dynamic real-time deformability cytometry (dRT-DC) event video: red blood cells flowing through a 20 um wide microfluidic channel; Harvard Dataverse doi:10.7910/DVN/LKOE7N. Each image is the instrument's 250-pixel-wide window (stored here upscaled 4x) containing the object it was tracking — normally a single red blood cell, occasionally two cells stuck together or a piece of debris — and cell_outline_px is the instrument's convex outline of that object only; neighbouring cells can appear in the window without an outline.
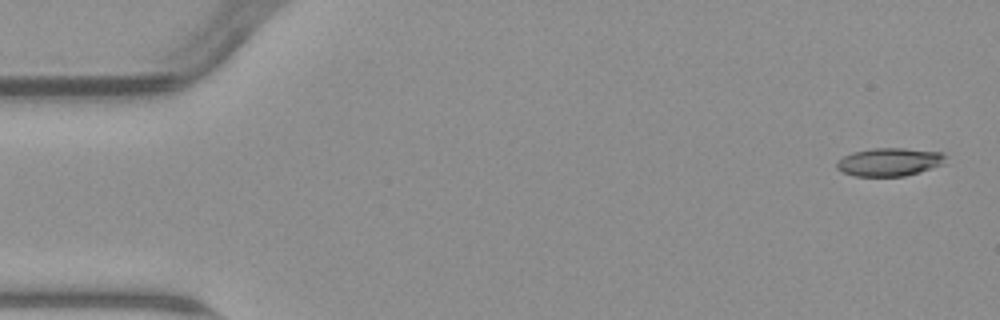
{"species": "common noctule bat (a hibernating species)", "species_latin": "Nyctalus noctula", "temperature_condition": "warm", "stored_images_in_passage": 5, "camera_frame_rate_fps": 3000, "um_per_image_px": 0.085, "animal": {"sex": "male", "body_mass_g": 23.1, "forearm_length_mm": 52.7}, "frame": {"image": 1, "passage_image": 1, "time_ms": 0.0, "image_size_px": [1000, 320], "cell_outline_px": [[948, 156], [944, 164], [920, 172], [904, 176], [856, 176], [844, 172], [836, 168], [836, 164], [844, 156], [852, 152], [872, 148], [904, 148], [944, 152]], "centroid_in_image_um": [75.66, 13.76], "position_along_channel_um": 9.3, "area_um2": 17.98}}
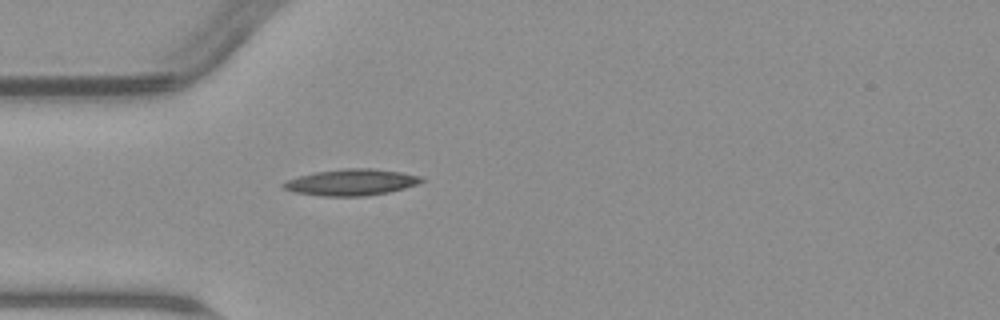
{"frame": {"image": 2, "passage_image": 5, "time_ms": 4.667, "image_size_px": [1000, 320], "cell_outline_px": [[424, 180], [416, 184], [404, 188], [388, 192], [368, 196], [320, 196], [292, 192], [284, 188], [280, 184], [288, 180], [300, 176], [316, 172], [344, 168], [372, 168], [400, 172], [420, 176]], "centroid_in_image_um": [29.83, 15.5], "position_along_channel_um": 55.2, "area_um2": 21.1}}